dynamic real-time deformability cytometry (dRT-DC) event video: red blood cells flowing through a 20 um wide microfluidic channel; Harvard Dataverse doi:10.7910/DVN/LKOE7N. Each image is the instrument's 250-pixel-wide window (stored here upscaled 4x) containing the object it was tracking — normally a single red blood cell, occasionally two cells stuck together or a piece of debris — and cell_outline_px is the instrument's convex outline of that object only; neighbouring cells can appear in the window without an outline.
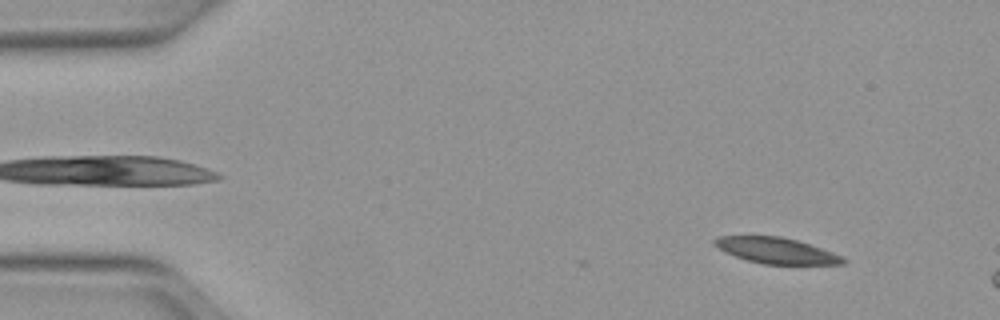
{"species": "Egyptian fruit bat (a non-hibernating species)", "species_latin": "Rousettus aegyptiacus", "temperature_condition": "warm", "stored_images_in_passage": 5, "camera_frame_rate_fps": 3000, "um_per_image_px": 0.085, "animal": {"sex": "female"}, "frame": {"image": 1, "passage_image": 5, "time_ms": 1.333, "image_size_px": [1000, 320], "cell_outline_px": [[848, 260], [844, 264], [764, 264], [748, 260], [736, 256], [712, 244], [712, 240], [720, 236], [780, 236], [796, 240], [832, 252]], "centroid_in_image_um": [65.99, 21.29], "position_along_channel_um": 19.0, "area_um2": 19.02}}